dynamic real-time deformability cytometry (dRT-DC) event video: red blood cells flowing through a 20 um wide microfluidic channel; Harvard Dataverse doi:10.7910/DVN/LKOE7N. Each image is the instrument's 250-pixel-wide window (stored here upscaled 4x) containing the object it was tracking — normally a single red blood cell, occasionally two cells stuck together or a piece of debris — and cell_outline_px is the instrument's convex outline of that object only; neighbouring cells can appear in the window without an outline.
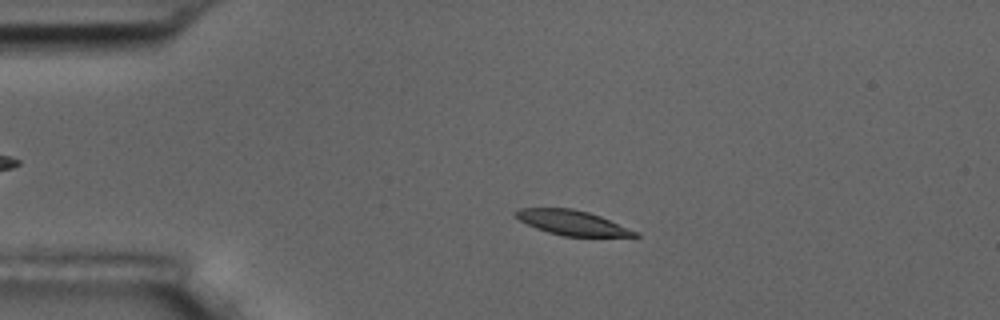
{"species": "common noctule bat (a hibernating species)", "species_latin": "Nyctalus noctula", "temperature_condition": "room temperature", "stored_images_in_passage": 9, "camera_frame_rate_fps": 3000, "um_per_image_px": 0.085, "animal": {"sex": "male", "body_mass_g": 17.5, "forearm_length_mm": 52.3}, "frame": {"image": 1, "passage_image": 3, "time_ms": 2.333, "image_size_px": [1000, 320], "cell_outline_px": [[640, 236], [564, 236], [548, 232], [536, 228], [520, 220], [512, 212], [520, 208], [572, 208], [588, 212], [600, 216], [640, 232]], "centroid_in_image_um": [48.65, 18.92], "position_along_channel_um": 36.3, "area_um2": 17.11}}
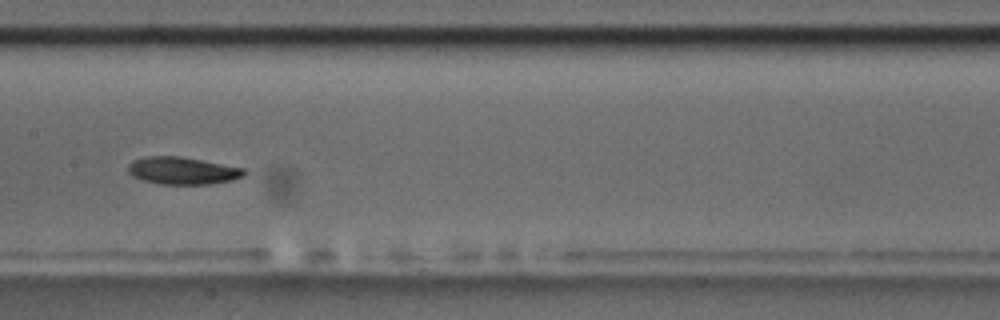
{"frame": {"image": 2, "passage_image": 7, "time_ms": 7.667, "image_size_px": [1000, 320], "cell_outline_px": [[248, 172], [244, 176], [232, 180], [212, 184], [160, 184], [144, 180], [132, 176], [128, 172], [128, 164], [132, 160], [144, 156], [180, 156], [244, 168]], "centroid_in_image_um": [15.51, 14.5], "position_along_channel_um": 191.9, "area_um2": 18.61}}
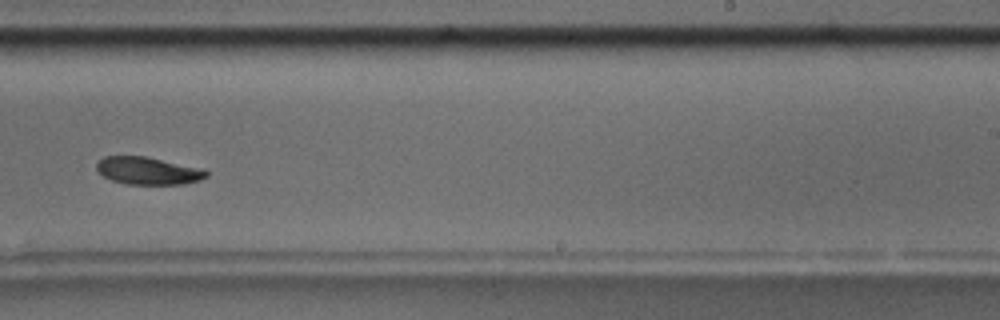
{"frame": {"image": 3, "passage_image": 9, "time_ms": 10.0, "image_size_px": [1000, 320], "cell_outline_px": [[208, 176], [200, 180], [184, 184], [124, 184], [112, 180], [104, 176], [96, 168], [96, 164], [104, 156], [144, 156], [204, 168], [208, 172]], "centroid_in_image_um": [12.62, 14.51], "position_along_channel_um": 276.4, "area_um2": 17.63}}